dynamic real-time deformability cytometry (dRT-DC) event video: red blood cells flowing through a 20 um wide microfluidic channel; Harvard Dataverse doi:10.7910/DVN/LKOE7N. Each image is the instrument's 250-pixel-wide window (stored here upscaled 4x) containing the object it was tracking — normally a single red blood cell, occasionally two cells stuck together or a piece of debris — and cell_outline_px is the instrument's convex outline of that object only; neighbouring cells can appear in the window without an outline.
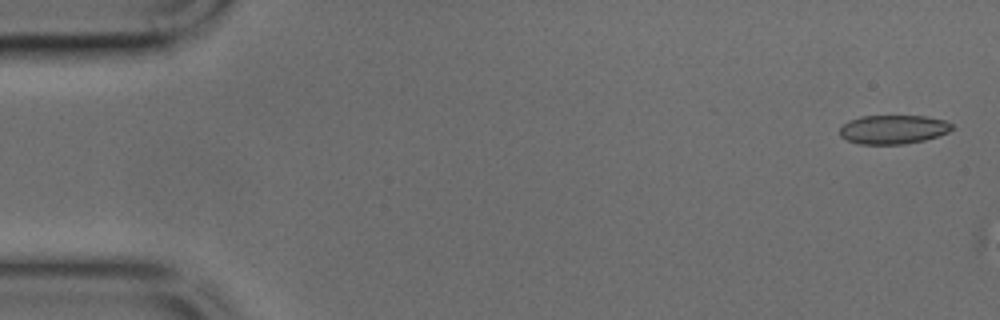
{"species": "common noctule bat (a hibernating species)", "species_latin": "Nyctalus noctula", "temperature_condition": "cold", "stored_images_in_passage": 6, "camera_frame_rate_fps": 3000, "um_per_image_px": 0.085, "animal": {"sex": "male", "body_mass_g": 17.9, "forearm_length_mm": 54.2}, "frame": {"image": 1, "passage_image": 2, "time_ms": 0.333, "image_size_px": [1000, 320], "cell_outline_px": [[952, 128], [948, 132], [924, 140], [904, 144], [860, 144], [848, 140], [840, 136], [840, 128], [848, 120], [860, 116], [928, 116], [944, 120], [952, 124]], "centroid_in_image_um": [75.9, 10.99], "position_along_channel_um": 9.1, "area_um2": 18.84}}